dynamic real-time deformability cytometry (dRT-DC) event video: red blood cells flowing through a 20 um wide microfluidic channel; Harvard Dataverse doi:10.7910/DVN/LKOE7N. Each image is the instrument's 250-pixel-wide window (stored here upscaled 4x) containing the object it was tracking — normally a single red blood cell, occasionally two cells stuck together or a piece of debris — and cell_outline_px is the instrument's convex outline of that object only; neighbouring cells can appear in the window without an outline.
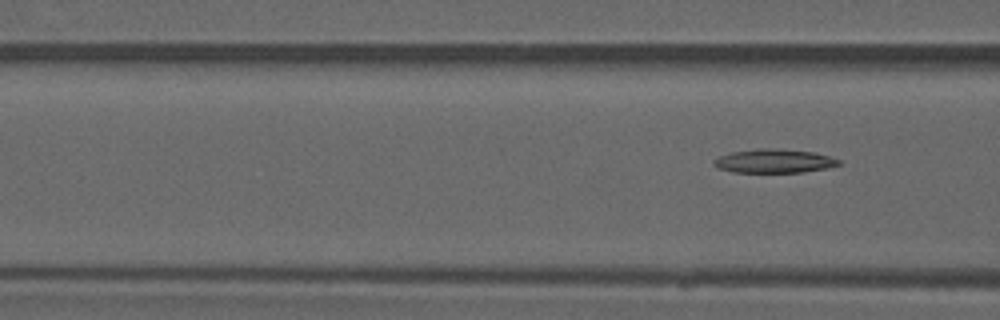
{"species": "common noctule bat (a hibernating species)", "species_latin": "Nyctalus noctula", "temperature_condition": "warm", "stored_images_in_passage": 4, "camera_frame_rate_fps": 3000, "um_per_image_px": 0.085, "animal": {"sex": "male", "forearm_length_mm": 52.5}, "frame": {"image": 1, "passage_image": 4, "time_ms": 4.333, "image_size_px": [1000, 320], "cell_outline_px": [[840, 164], [828, 168], [804, 172], [732, 172], [716, 168], [712, 164], [712, 160], [720, 156], [732, 152], [760, 148], [776, 148], [816, 152], [840, 160]], "centroid_in_image_um": [65.78, 13.68], "position_along_channel_um": 100.8, "area_um2": 17.46}}